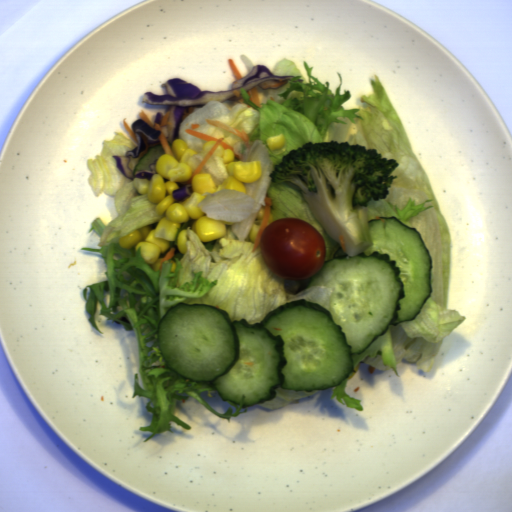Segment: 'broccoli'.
<instances>
[{"mask_svg": "<svg viewBox=\"0 0 512 512\" xmlns=\"http://www.w3.org/2000/svg\"><path fill=\"white\" fill-rule=\"evenodd\" d=\"M377 148L349 141L305 142L282 155L269 173L271 183L292 182L301 190L316 221L345 252L355 256L374 245L368 203L386 199L399 166Z\"/></svg>", "mask_w": 512, "mask_h": 512, "instance_id": "1", "label": "broccoli"}]
</instances>
